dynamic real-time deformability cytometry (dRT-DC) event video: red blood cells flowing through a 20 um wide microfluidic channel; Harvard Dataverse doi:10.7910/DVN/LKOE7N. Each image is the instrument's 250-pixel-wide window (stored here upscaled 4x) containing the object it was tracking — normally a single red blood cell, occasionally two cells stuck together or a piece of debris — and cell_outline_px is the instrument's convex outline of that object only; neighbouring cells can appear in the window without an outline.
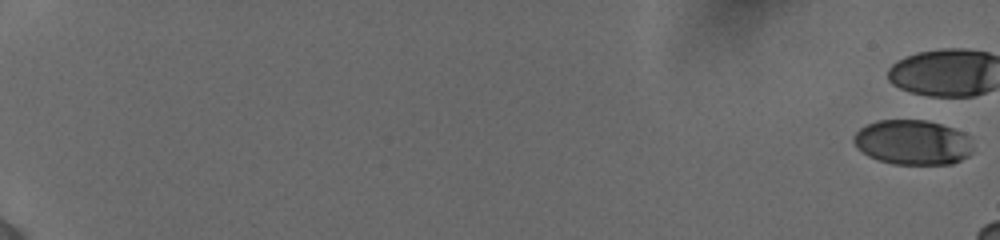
{"species": "human", "species_latin": "Homo sapiens", "temperature_condition": "cold", "stored_images_in_passage": 10, "camera_frame_rate_fps": 3000, "um_per_image_px": 0.085, "donor": {"sex": "female"}, "frame": {"image": 1, "passage_image": 1, "time_ms": 0.0, "image_size_px": [1000, 240], "cell_outline_px": [[972, 152], [968, 156], [952, 164], [892, 164], [868, 156], [856, 148], [852, 140], [852, 136], [860, 128], [876, 120], [928, 120], [964, 132], [968, 136], [972, 144]], "centroid_in_image_um": [77.56, 12.1], "position_along_channel_um": 7.4, "area_um2": 31.39}}